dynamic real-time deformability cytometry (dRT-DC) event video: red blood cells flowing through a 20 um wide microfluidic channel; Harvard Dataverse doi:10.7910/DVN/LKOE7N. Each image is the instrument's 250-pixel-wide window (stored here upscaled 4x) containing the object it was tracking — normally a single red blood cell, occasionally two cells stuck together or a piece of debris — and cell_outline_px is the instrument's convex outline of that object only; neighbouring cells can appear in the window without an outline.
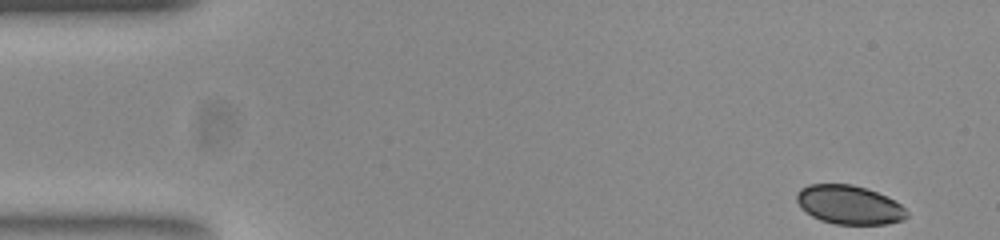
{"species": "common noctule bat (a hibernating species)", "species_latin": "Nyctalus noctula", "temperature_condition": "room temperature", "stored_images_in_passage": 50, "camera_frame_rate_fps": 3000, "um_per_image_px": 0.085, "animal": {"sex": "female", "body_mass_g": 23.0, "forearm_length_mm": 53.4}, "frame": {"image": 1, "passage_image": 1, "time_ms": 0.0, "image_size_px": [1000, 240], "cell_outline_px": [[908, 216], [904, 220], [888, 224], [836, 224], [820, 220], [812, 216], [796, 200], [796, 192], [800, 188], [808, 184], [852, 184], [876, 192], [900, 204], [908, 212]], "centroid_in_image_um": [72.18, 17.41], "position_along_channel_um": 12.8, "area_um2": 24.74}}
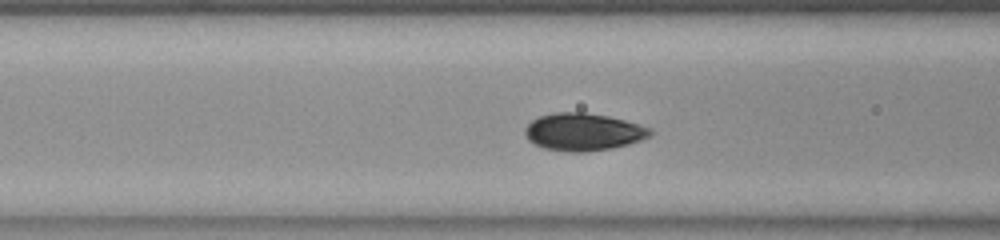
{"frame": {"image": 2, "passage_image": 18, "time_ms": 5.667, "image_size_px": [1000, 240], "cell_outline_px": [[652, 136], [628, 144], [612, 148], [584, 152], [572, 152], [544, 148], [528, 140], [524, 132], [524, 128], [532, 120], [540, 116], [552, 112], [584, 112], [608, 116], [624, 120], [652, 128]], "centroid_in_image_um": [49.58, 11.2], "position_along_channel_um": 117.0, "area_um2": 27.34}}
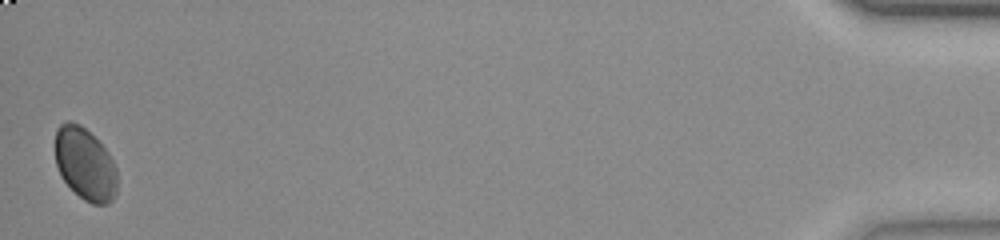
{"frame": {"image": 3, "passage_image": 50, "time_ms": 16.333, "image_size_px": [1000, 240], "cell_outline_px": [[116, 196], [108, 204], [92, 204], [84, 200], [60, 176], [56, 164], [56, 128], [64, 120], [72, 120], [80, 124], [108, 152], [116, 168]], "centroid_in_image_um": [7.22, 13.93], "position_along_channel_um": 428.0, "area_um2": 26.01}, "authors_computed_cell_mechanics": {"area_um2": 25.7499, "velocity_mm_per_s": 3.8438, "shape_relaxation_time_tau1_ms": 2.3537, "shape_relaxation_time_tau2_ms": null, "deformation_change_tau1": 0.0806, "deformation_change_tau2": null}}